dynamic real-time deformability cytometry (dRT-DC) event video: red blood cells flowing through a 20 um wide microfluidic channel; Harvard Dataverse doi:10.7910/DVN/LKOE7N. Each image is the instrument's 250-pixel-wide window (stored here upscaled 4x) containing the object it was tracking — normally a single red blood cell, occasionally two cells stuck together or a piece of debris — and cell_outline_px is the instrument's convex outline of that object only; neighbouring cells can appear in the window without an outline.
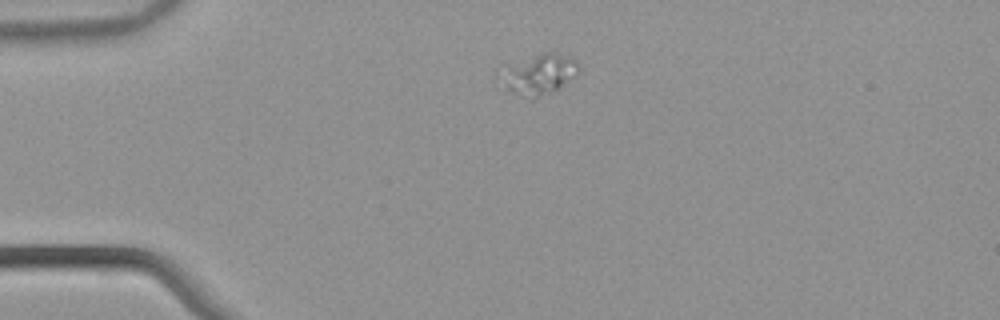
{"species": "common noctule bat (a hibernating species)", "species_latin": "Nyctalus noctula", "temperature_condition": "warm", "stored_images_in_passage": 42, "camera_frame_rate_fps": 3000, "um_per_image_px": 0.085, "animal": {"sex": "male", "body_mass_g": 21.5, "forearm_length_mm": 52.0}, "frame": {"image": 1, "passage_image": 1, "time_ms": 0.0, "image_size_px": [1000, 320], "cell_outline_px": [[580, 68], [576, 72], [556, 88], [536, 96], [512, 92], [496, 76], [496, 72], [500, 64], [540, 52], [552, 52], [572, 56], [580, 64]], "centroid_in_image_um": [45.67, 6.17], "position_along_channel_um": 39.3, "area_um2": 18.38}}
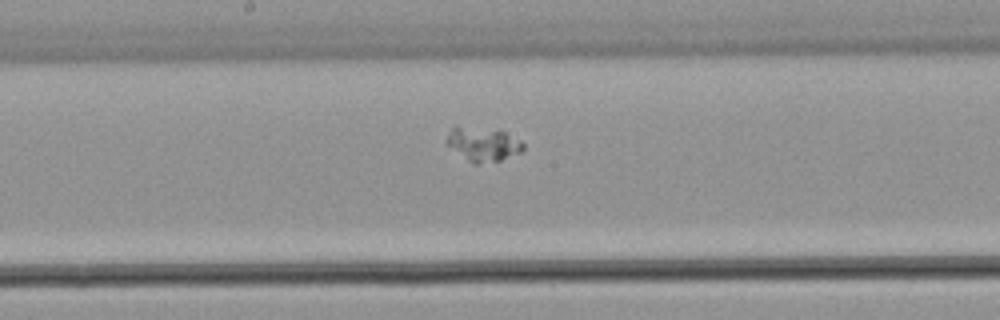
{"frame": {"image": 2, "passage_image": 17, "time_ms": 5.333, "image_size_px": [1000, 320], "cell_outline_px": [[524, 148], [520, 152], [500, 160], [476, 164], [472, 164], [444, 144], [444, 140], [452, 128], [456, 124], [504, 132], [520, 140], [524, 144]], "centroid_in_image_um": [40.97, 12.25], "position_along_channel_um": 207.2, "area_um2": 15.26}}
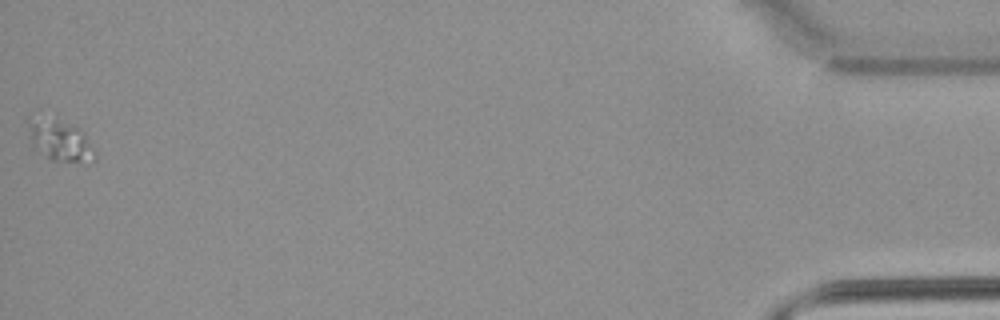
{"frame": {"image": 3, "passage_image": 42, "time_ms": 13.667, "image_size_px": [1000, 320], "cell_outline_px": [[96, 160], [52, 160], [32, 148], [28, 124], [28, 116], [56, 116], [84, 132], [96, 152]], "centroid_in_image_um": [5.05, 11.86], "position_along_channel_um": 430.2, "area_um2": 16.18}}